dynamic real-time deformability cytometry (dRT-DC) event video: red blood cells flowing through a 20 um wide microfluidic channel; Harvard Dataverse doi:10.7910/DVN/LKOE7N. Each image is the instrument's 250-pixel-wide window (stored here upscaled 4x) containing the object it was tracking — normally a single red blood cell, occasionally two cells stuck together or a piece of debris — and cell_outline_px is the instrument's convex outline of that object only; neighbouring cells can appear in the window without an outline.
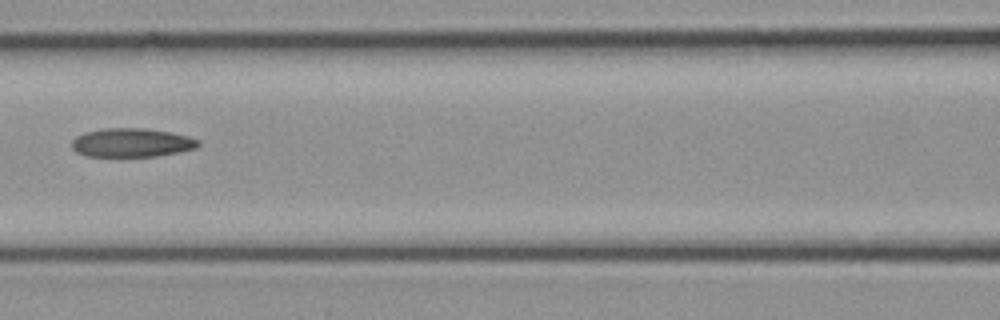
{"species": "common noctule bat (a hibernating species)", "species_latin": "Nyctalus noctula", "temperature_condition": "cold", "stored_images_in_passage": 3, "camera_frame_rate_fps": 3000, "um_per_image_px": 0.085, "animal": {"sex": "female", "body_mass_g": 21.9}, "frame": {"image": 1, "passage_image": 3, "time_ms": 0.667, "image_size_px": [1000, 320], "cell_outline_px": [[200, 144], [196, 148], [180, 152], [156, 156], [84, 156], [76, 152], [72, 148], [72, 140], [76, 136], [84, 132], [104, 128], [144, 128], [168, 132], [188, 136], [200, 140]], "centroid_in_image_um": [11.18, 12.12], "position_along_channel_um": 155.4, "area_um2": 21.27}}